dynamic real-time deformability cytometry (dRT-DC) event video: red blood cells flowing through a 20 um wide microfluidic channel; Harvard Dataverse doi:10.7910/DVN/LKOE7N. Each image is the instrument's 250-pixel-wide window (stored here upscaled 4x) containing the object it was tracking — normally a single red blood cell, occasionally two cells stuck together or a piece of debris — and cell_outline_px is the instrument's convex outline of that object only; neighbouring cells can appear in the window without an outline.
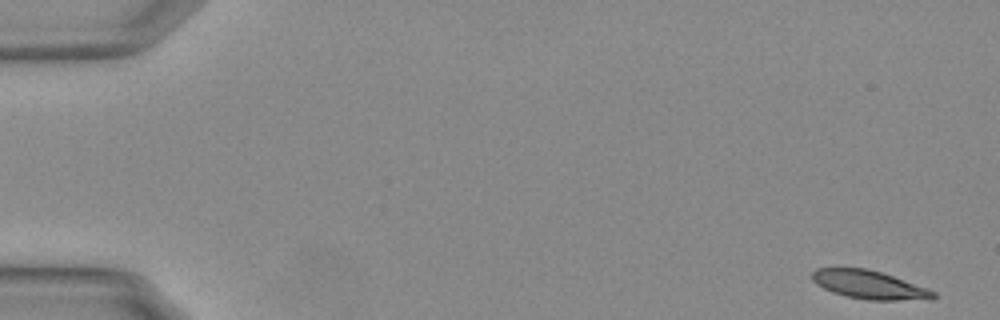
{"species": "Egyptian fruit bat (a non-hibernating species)", "species_latin": "Rousettus aegyptiacus", "temperature_condition": "warm", "stored_images_in_passage": 54, "camera_frame_rate_fps": 3000, "um_per_image_px": 0.085, "animal": {"sex": "female"}, "frame": {"image": 1, "passage_image": 1, "time_ms": 0.0, "image_size_px": [1000, 320], "cell_outline_px": [[936, 296], [932, 300], [868, 300], [848, 296], [832, 292], [816, 284], [812, 280], [812, 272], [816, 268], [864, 268], [880, 272], [928, 288], [936, 292]], "centroid_in_image_um": [73.91, 24.21], "position_along_channel_um": 11.1, "area_um2": 20.0}}
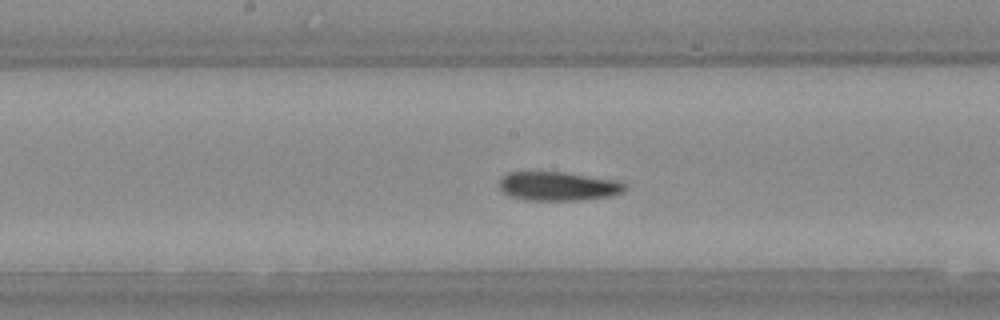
{"frame": {"image": 2, "passage_image": 28, "time_ms": 9.0, "image_size_px": [1000, 320], "cell_outline_px": [[628, 188], [624, 192], [612, 196], [580, 200], [524, 200], [508, 196], [500, 192], [496, 184], [500, 176], [508, 172], [564, 172], [616, 180], [628, 184]], "centroid_in_image_um": [47.39, 15.83], "position_along_channel_um": 200.8, "area_um2": 21.79}}
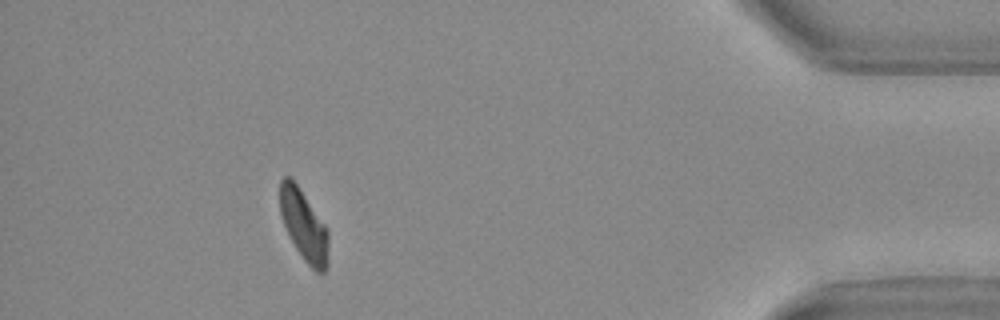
{"frame": {"image": 3, "passage_image": 49, "time_ms": 16.0, "image_size_px": [1000, 320], "cell_outline_px": [[328, 268], [324, 272], [316, 272], [304, 260], [296, 248], [280, 216], [280, 180], [284, 176], [288, 176], [296, 184], [328, 228]], "centroid_in_image_um": [25.85, 19.18], "position_along_channel_um": 409.4, "area_um2": 19.83}, "authors_computed_cell_mechanics": {"area_um2": 20.9814, "velocity_mm_per_s": 3.7334, "shape_relaxation_time_tau1_ms": null, "shape_relaxation_time_tau2_ms": 5.2517, "deformation_change_tau1": null, "deformation_change_tau2": 0.1155}}